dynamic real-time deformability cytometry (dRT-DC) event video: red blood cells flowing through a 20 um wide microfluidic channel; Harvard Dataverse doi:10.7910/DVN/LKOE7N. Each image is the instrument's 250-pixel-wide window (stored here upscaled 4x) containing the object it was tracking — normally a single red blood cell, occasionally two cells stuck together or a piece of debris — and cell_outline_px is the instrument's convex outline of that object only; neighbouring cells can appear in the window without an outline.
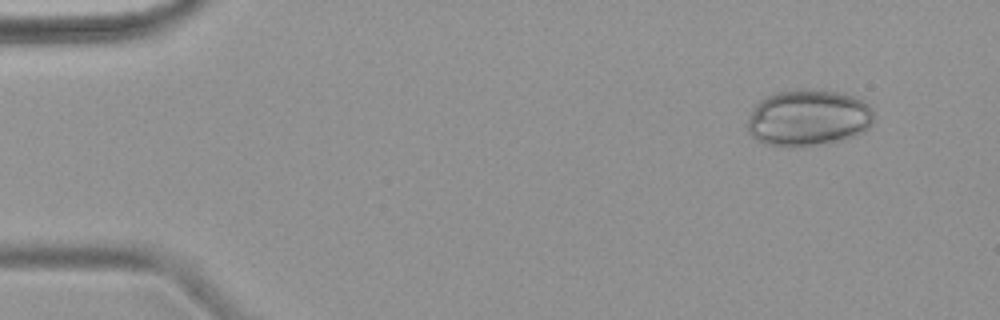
{"species": "common noctule bat (a hibernating species)", "species_latin": "Nyctalus noctula", "temperature_condition": "warm", "stored_images_in_passage": 3, "camera_frame_rate_fps": 3000, "um_per_image_px": 0.085, "animal": {"sex": "female", "body_mass_g": 18.4}, "frame": {"image": 1, "passage_image": 1, "time_ms": 0.0, "image_size_px": [1000, 320], "cell_outline_px": [[872, 124], [864, 132], [840, 140], [796, 148], [788, 148], [764, 144], [756, 140], [748, 132], [748, 120], [752, 108], [760, 100], [776, 92], [800, 88], [804, 88], [844, 92], [868, 104], [872, 108]], "centroid_in_image_um": [68.67, 10.02], "position_along_channel_um": 16.3, "area_um2": 42.08}}